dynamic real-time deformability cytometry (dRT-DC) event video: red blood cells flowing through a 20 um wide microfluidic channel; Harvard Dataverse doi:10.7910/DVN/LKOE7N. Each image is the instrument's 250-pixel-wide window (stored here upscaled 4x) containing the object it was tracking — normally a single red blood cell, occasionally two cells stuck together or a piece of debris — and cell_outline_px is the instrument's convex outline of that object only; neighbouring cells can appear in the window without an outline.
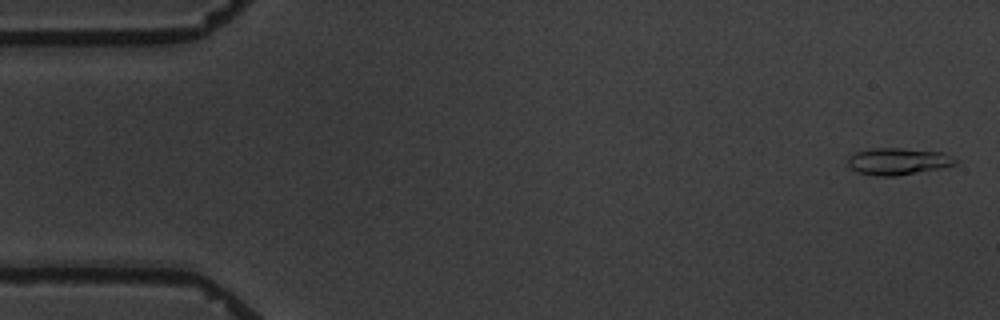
{"species": "common noctule bat (a hibernating species)", "species_latin": "Nyctalus noctula", "temperature_condition": "warm", "stored_images_in_passage": 5, "camera_frame_rate_fps": 3000, "um_per_image_px": 0.085, "animal": {"sex": "male", "body_mass_g": 19.5, "forearm_length_mm": 54.6}, "frame": {"image": 1, "passage_image": 1, "time_ms": 0.0, "image_size_px": [1000, 320], "cell_outline_px": [[956, 164], [940, 168], [892, 176], [876, 176], [860, 172], [852, 168], [848, 164], [848, 156], [856, 152], [876, 148], [900, 148], [944, 152], [956, 160]], "centroid_in_image_um": [76.32, 13.7], "position_along_channel_um": 8.7, "area_um2": 16.47}}